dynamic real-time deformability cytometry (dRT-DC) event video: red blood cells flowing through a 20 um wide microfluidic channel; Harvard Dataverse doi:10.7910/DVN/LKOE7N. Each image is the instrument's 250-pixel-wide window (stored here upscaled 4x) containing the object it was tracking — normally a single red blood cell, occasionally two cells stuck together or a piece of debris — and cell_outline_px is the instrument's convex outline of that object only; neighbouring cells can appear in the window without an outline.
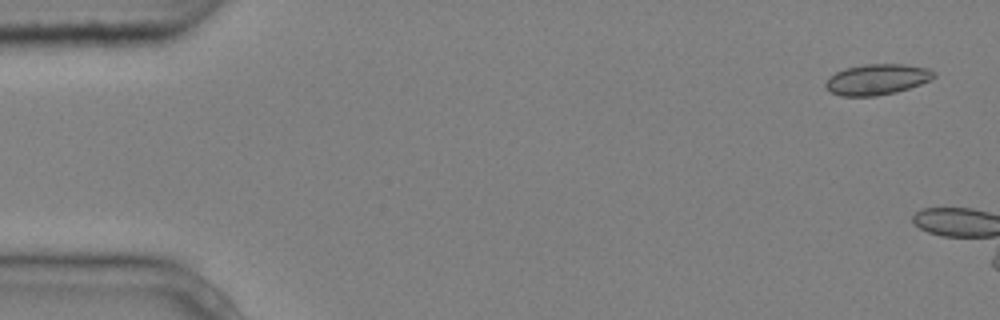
{"species": "common noctule bat (a hibernating species)", "species_latin": "Nyctalus noctula", "temperature_condition": "cold", "stored_images_in_passage": 3, "camera_frame_rate_fps": 3000, "um_per_image_px": 0.085, "animal": {"sex": "male", "body_mass_g": 20.4}, "frame": {"image": 1, "passage_image": 1, "time_ms": 0.0, "image_size_px": [1000, 320], "cell_outline_px": [[936, 76], [920, 84], [896, 92], [876, 96], [840, 96], [832, 92], [824, 84], [836, 72], [844, 68], [864, 64], [904, 64], [928, 68], [936, 72]], "centroid_in_image_um": [74.57, 6.74], "position_along_channel_um": 10.4, "area_um2": 19.25}}